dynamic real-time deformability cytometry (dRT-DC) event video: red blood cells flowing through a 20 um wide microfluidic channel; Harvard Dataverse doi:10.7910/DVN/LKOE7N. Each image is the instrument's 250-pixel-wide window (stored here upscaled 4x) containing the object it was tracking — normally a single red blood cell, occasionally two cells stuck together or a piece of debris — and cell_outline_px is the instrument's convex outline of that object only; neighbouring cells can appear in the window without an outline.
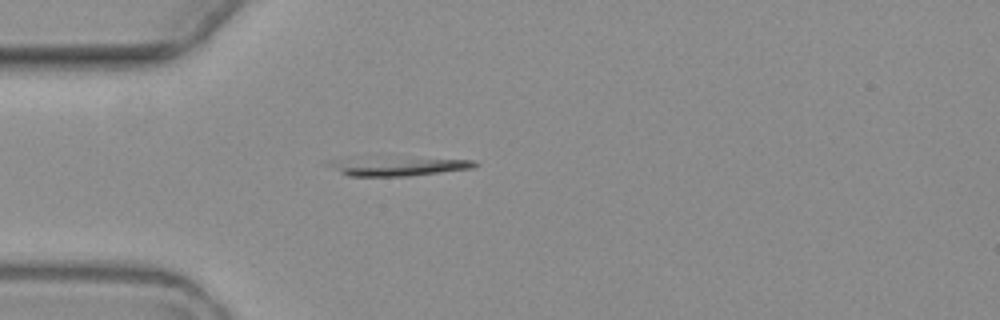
{"species": "common noctule bat (a hibernating species)", "species_latin": "Nyctalus noctula", "temperature_condition": "warm", "stored_images_in_passage": 1, "camera_frame_rate_fps": 3000, "um_per_image_px": 0.085, "animal": {"sex": "female", "body_mass_g": 19.3, "forearm_length_mm": 54.1}, "frame": {"image": 1, "passage_image": 1, "time_ms": 0.0, "image_size_px": [1000, 320], "cell_outline_px": [[480, 164], [472, 168], [408, 176], [348, 176], [324, 164], [332, 160], [476, 160]], "centroid_in_image_um": [33.84, 14.19], "position_along_channel_um": 51.2, "area_um2": 14.39}}